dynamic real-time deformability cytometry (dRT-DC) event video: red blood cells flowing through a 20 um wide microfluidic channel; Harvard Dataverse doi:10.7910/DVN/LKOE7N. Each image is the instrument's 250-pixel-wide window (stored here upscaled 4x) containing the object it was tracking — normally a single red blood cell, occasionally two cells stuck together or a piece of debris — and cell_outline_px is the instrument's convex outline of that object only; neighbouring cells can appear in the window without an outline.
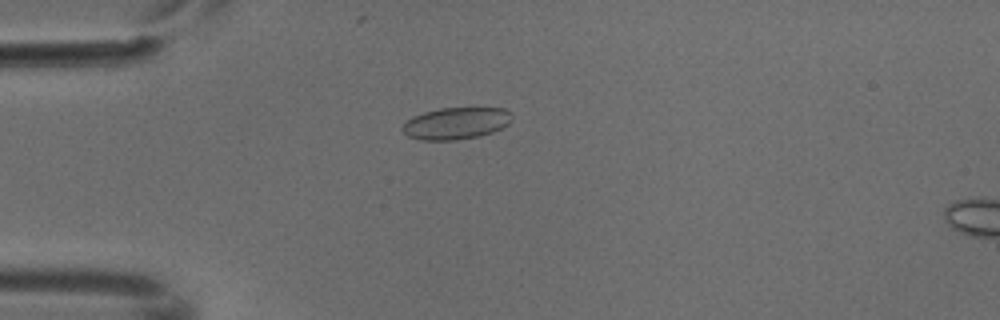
{"species": "common noctule bat (a hibernating species)", "species_latin": "Nyctalus noctula", "temperature_condition": "cold", "stored_images_in_passage": 5, "camera_frame_rate_fps": 3000, "um_per_image_px": 0.085, "animal": {"sex": "male", "body_mass_g": 18.8}, "frame": {"image": 1, "passage_image": 4, "time_ms": 1.0, "image_size_px": [1000, 320], "cell_outline_px": [[512, 120], [508, 124], [492, 132], [480, 136], [456, 140], [420, 140], [408, 136], [400, 128], [412, 116], [424, 112], [440, 108], [504, 108], [512, 116]], "centroid_in_image_um": [38.74, 10.48], "position_along_channel_um": 46.3, "area_um2": 20.29}}